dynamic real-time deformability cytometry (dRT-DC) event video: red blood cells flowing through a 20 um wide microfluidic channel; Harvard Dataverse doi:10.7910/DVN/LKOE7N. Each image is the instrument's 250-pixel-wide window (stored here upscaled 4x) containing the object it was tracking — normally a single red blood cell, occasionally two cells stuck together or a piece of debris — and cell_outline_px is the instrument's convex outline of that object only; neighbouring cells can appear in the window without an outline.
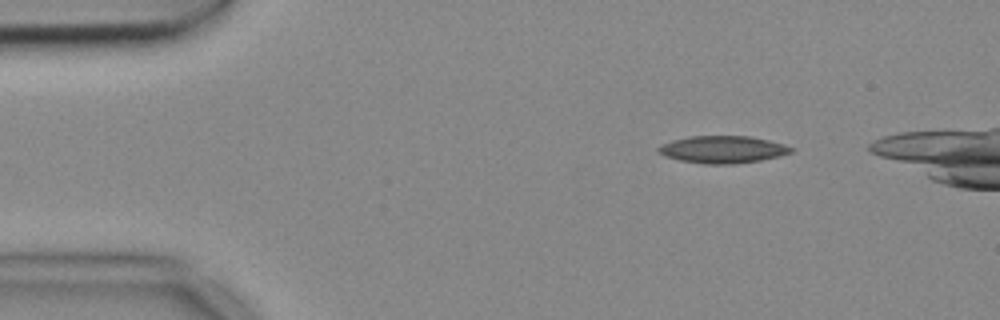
{"species": "common noctule bat (a hibernating species)", "species_latin": "Nyctalus noctula", "temperature_condition": "cold", "stored_images_in_passage": 2, "camera_frame_rate_fps": 3000, "um_per_image_px": 0.085, "animal": {"sex": "female", "body_mass_g": 18.4}, "frame": {"image": 1, "passage_image": 1, "time_ms": 0.0, "image_size_px": [1000, 320], "cell_outline_px": [[796, 148], [792, 152], [780, 156], [760, 160], [736, 164], [704, 164], [680, 160], [664, 156], [656, 152], [656, 148], [660, 144], [672, 140], [688, 136], [752, 136], [784, 144]], "centroid_in_image_um": [61.41, 12.7], "position_along_channel_um": 23.6, "area_um2": 21.39}}